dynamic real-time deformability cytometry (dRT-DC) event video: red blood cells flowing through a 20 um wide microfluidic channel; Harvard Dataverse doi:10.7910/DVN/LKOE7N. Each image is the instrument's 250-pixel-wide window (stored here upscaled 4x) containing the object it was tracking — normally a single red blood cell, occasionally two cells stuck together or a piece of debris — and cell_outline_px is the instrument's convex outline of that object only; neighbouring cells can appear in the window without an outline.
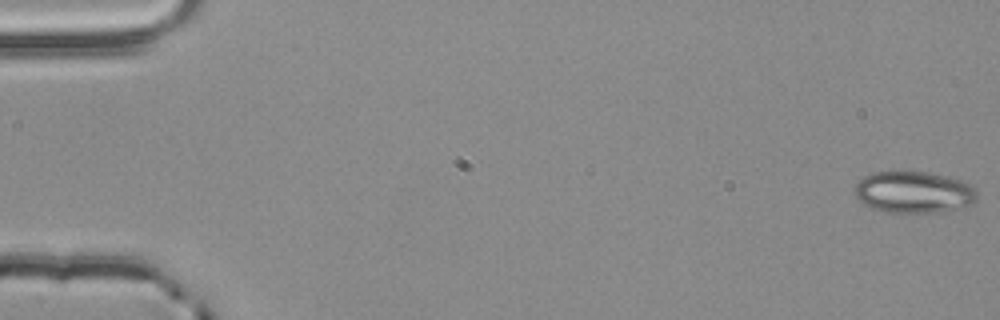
{"species": "common noctule bat (a hibernating species)", "species_latin": "Nyctalus noctula", "temperature_condition": "room temperature", "stored_images_in_passage": 55, "camera_frame_rate_fps": 3000, "um_per_image_px": 0.085, "animal": {"sex": "male", "body_mass_g": 20.4}, "frame": {"image": 1, "passage_image": 1, "time_ms": 0.0, "image_size_px": [1000, 320], "cell_outline_px": [[976, 200], [960, 208], [940, 212], [884, 212], [872, 208], [864, 204], [852, 192], [856, 184], [864, 176], [872, 172], [924, 172], [944, 176], [960, 180], [972, 184], [976, 188]], "centroid_in_image_um": [77.64, 16.34], "position_along_channel_um": 7.4, "area_um2": 29.59}}
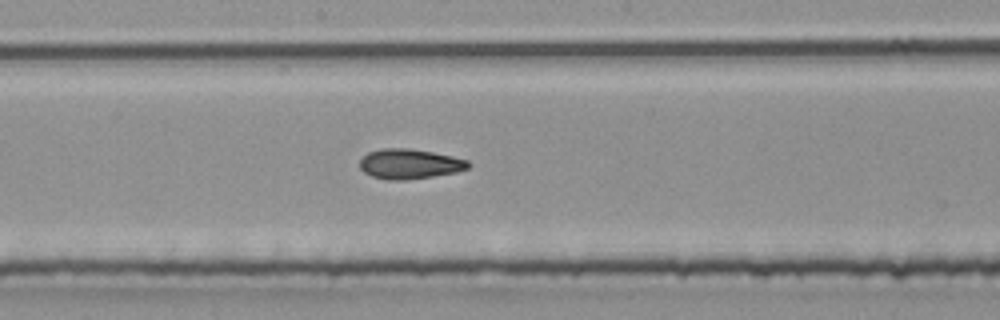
{"frame": {"image": 2, "passage_image": 30, "time_ms": 9.667, "image_size_px": [1000, 320], "cell_outline_px": [[472, 164], [468, 168], [456, 172], [408, 180], [388, 180], [372, 176], [364, 172], [360, 168], [360, 160], [368, 152], [380, 148], [408, 148], [432, 152], [452, 156], [468, 160]], "centroid_in_image_um": [34.81, 13.93], "position_along_channel_um": 213.4, "area_um2": 18.96}}
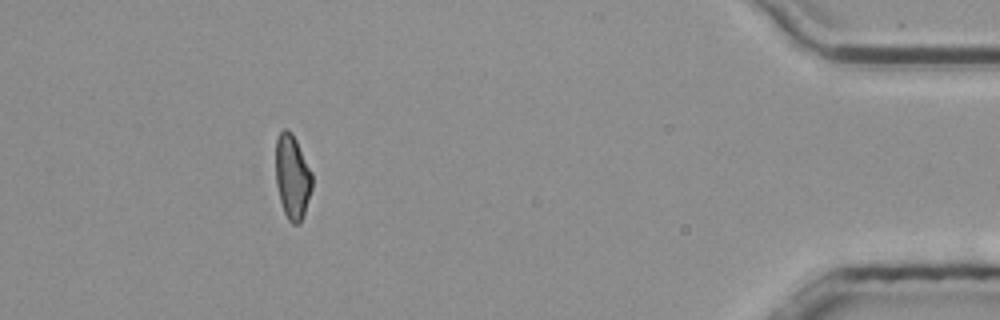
{"frame": {"image": 3, "passage_image": 50, "time_ms": 16.333, "image_size_px": [1000, 320], "cell_outline_px": [[312, 188], [300, 224], [292, 224], [288, 220], [284, 212], [280, 200], [276, 184], [276, 140], [280, 132], [284, 128], [288, 128], [292, 132], [312, 172]], "centroid_in_image_um": [24.84, 15.02], "position_along_channel_um": 410.4, "area_um2": 17.86}, "authors_computed_cell_mechanics": {"area_um2": 18.8428, "velocity_mm_per_s": 3.8623, "shape_relaxation_time_tau1_ms": 3.7998, "shape_relaxation_time_tau2_ms": 2.8139, "deformation_change_tau1": 0.1346, "deformation_change_tau2": 0.0814}}